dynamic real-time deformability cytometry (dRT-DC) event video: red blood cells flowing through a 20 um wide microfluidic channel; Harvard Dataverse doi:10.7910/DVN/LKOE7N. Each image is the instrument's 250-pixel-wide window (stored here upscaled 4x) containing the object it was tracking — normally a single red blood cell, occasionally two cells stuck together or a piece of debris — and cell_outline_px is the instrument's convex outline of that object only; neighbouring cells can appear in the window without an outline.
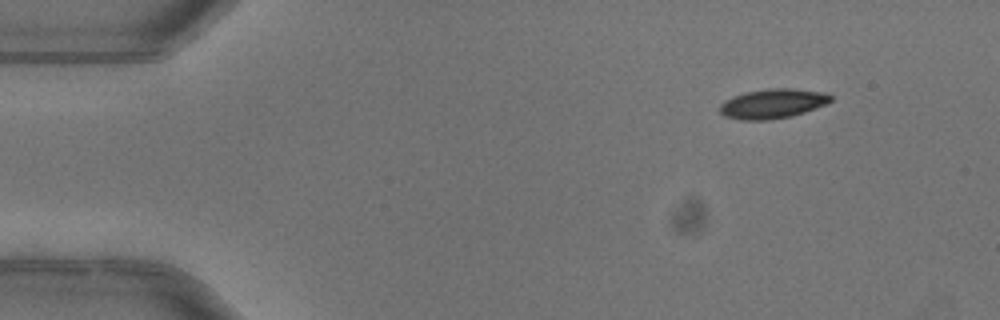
{"species": "common noctule bat (a hibernating species)", "species_latin": "Nyctalus noctula", "temperature_condition": "warm", "stored_images_in_passage": 6, "segment_of_instrument_passage": [2, 2], "camera_frame_rate_fps": 3000, "um_per_image_px": 0.085, "animal": {"sex": "female"}, "frame": {"image": 1, "passage_image": 6, "time_ms": 1.667, "image_size_px": [1000, 320], "cell_outline_px": [[832, 100], [824, 104], [804, 112], [788, 116], [768, 120], [740, 120], [724, 116], [720, 112], [720, 104], [724, 100], [732, 96], [744, 92], [768, 88], [792, 88], [820, 92], [832, 96]], "centroid_in_image_um": [65.6, 8.8], "position_along_channel_um": 19.4, "area_um2": 18.96}}